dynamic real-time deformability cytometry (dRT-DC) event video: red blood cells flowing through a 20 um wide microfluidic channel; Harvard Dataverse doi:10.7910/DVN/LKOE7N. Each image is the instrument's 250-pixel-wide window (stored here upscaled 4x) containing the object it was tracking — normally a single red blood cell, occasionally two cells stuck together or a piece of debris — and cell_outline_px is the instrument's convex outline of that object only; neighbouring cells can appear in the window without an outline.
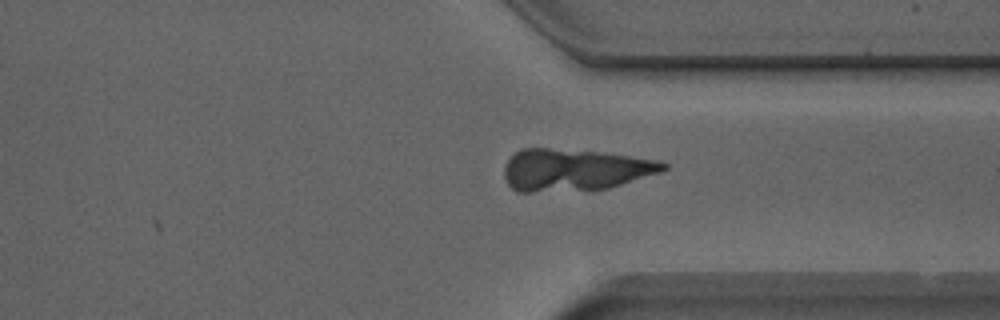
{"species": "Egyptian fruit bat (a non-hibernating species)", "species_latin": "Rousettus aegyptiacus", "temperature_condition": "room temperature", "stored_images_in_passage": 35, "segment_of_instrument_passage": [4, 4], "camera_frame_rate_fps": 3000, "um_per_image_px": 0.085, "animal": {"sex": "male"}, "frame": {"image": 1, "passage_image": 26, "time_ms": 8.333, "image_size_px": [1000, 320], "cell_outline_px": [[664, 168], [612, 184], [592, 188], [516, 188], [512, 184], [508, 176], [508, 164], [520, 152], [552, 152], [608, 156], [640, 160], [664, 164]], "centroid_in_image_um": [48.77, 14.46], "position_along_channel_um": 362.6, "area_um2": 31.04}}
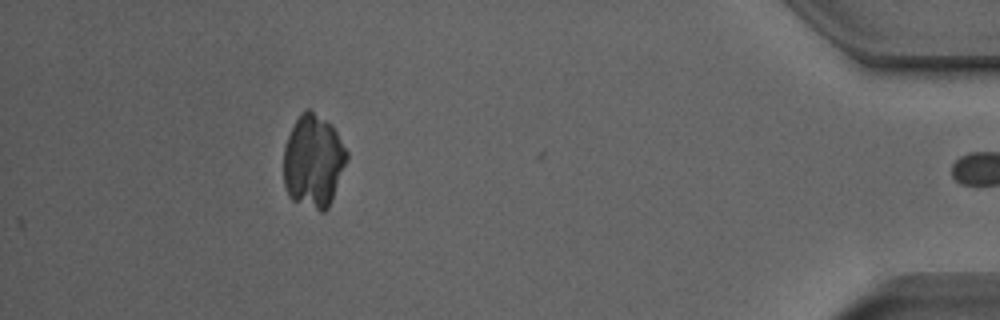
{"frame": {"image": 2, "passage_image": 34, "time_ms": 11.0, "image_size_px": [1000, 320], "cell_outline_px": [[344, 160], [328, 204], [324, 208], [320, 208], [292, 196], [288, 188], [284, 172], [284, 160], [288, 144], [292, 132], [296, 124], [308, 112], [328, 128], [332, 132], [344, 152]], "centroid_in_image_um": [26.58, 13.76], "position_along_channel_um": 408.6, "area_um2": 28.9}}